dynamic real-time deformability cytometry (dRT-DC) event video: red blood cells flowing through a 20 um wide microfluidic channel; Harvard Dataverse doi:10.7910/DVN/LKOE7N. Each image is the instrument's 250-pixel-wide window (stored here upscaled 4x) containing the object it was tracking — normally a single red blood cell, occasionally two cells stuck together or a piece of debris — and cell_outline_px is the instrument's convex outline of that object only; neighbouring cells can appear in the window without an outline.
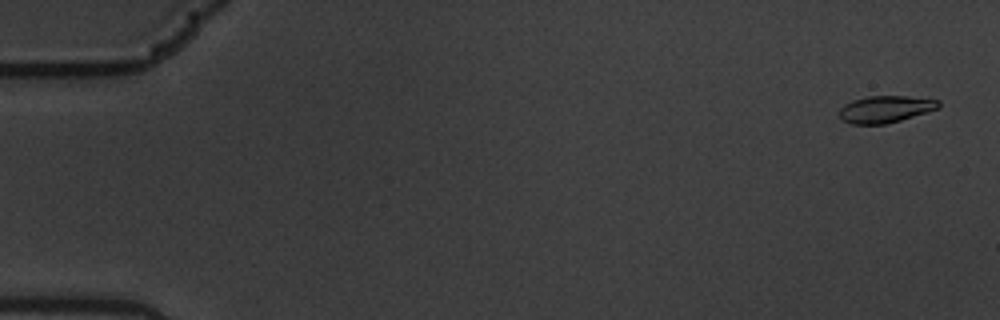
{"species": "common noctule bat (a hibernating species)", "species_latin": "Nyctalus noctula", "temperature_condition": "warm", "stored_images_in_passage": 8, "camera_frame_rate_fps": 3000, "um_per_image_px": 0.085, "animal": {"sex": "male", "body_mass_g": 19.5, "forearm_length_mm": 54.6}, "frame": {"image": 1, "passage_image": 1, "time_ms": 0.0, "image_size_px": [1000, 320], "cell_outline_px": [[940, 108], [928, 112], [900, 120], [884, 124], [852, 124], [844, 120], [840, 116], [840, 108], [844, 104], [852, 100], [868, 96], [908, 96], [940, 100]], "centroid_in_image_um": [75.29, 9.27], "position_along_channel_um": 9.7, "area_um2": 15.55}}
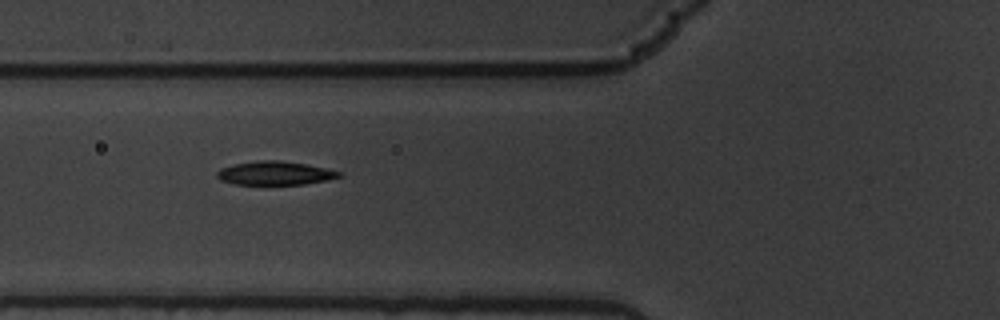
{"frame": {"image": 2, "passage_image": 7, "time_ms": 2.0, "image_size_px": [1000, 320], "cell_outline_px": [[340, 176], [328, 180], [304, 184], [232, 184], [220, 180], [216, 176], [216, 172], [220, 168], [232, 164], [256, 160], [280, 160], [304, 164], [324, 168], [340, 172]], "centroid_in_image_um": [23.29, 14.71], "position_along_channel_um": 102.5, "area_um2": 16.76}}
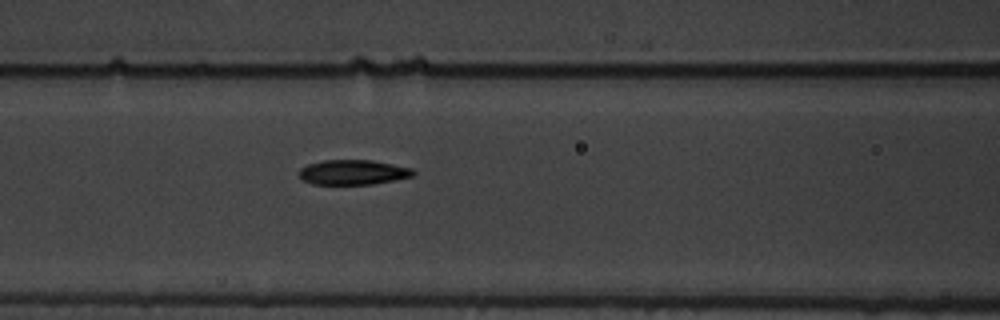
{"frame": {"image": 3, "passage_image": 8, "time_ms": 2.333, "image_size_px": [1000, 320], "cell_outline_px": [[416, 172], [412, 176], [372, 184], [312, 184], [304, 180], [296, 172], [300, 168], [308, 164], [324, 160], [372, 160], [412, 168]], "centroid_in_image_um": [29.97, 14.63], "position_along_channel_um": 136.6, "area_um2": 16.47}}